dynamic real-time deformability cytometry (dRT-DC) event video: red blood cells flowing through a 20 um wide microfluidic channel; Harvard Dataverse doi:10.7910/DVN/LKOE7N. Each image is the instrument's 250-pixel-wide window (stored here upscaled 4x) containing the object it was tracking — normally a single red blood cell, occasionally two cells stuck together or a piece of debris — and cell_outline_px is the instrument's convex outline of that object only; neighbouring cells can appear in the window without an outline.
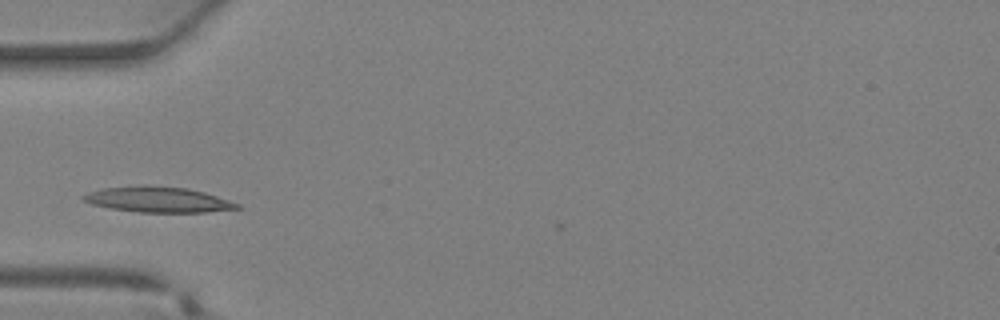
{"species": "Egyptian fruit bat (a non-hibernating species)", "species_latin": "Rousettus aegyptiacus", "temperature_condition": "warm", "stored_images_in_passage": 4, "camera_frame_rate_fps": 3000, "um_per_image_px": 0.085, "animal": {"sex": "female"}, "frame": {"image": 1, "passage_image": 2, "time_ms": 0.333, "image_size_px": [1000, 320], "cell_outline_px": [[240, 208], [208, 212], [136, 212], [112, 208], [92, 204], [84, 200], [80, 196], [88, 192], [104, 188], [144, 184], [188, 188], [204, 192], [240, 204]], "centroid_in_image_um": [13.42, 16.95], "position_along_channel_um": 71.6, "area_um2": 22.89}}